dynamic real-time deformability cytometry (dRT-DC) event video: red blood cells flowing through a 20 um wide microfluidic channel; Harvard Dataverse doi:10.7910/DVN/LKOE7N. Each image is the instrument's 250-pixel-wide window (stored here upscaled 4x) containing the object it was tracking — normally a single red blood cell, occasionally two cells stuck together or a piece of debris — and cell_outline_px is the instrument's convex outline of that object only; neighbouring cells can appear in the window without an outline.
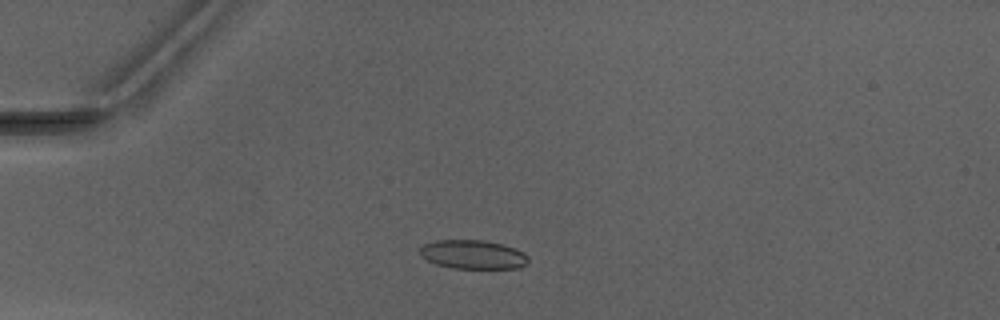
{"species": "Egyptian fruit bat (a non-hibernating species)", "species_latin": "Rousettus aegyptiacus", "temperature_condition": "warm", "stored_images_in_passage": 4, "camera_frame_rate_fps": 3000, "um_per_image_px": 0.085, "animal": {"sex": "male"}, "frame": {"image": 1, "passage_image": 3, "time_ms": 2.667, "image_size_px": [1000, 320], "cell_outline_px": [[528, 260], [524, 264], [516, 268], [452, 268], [436, 264], [420, 256], [420, 248], [424, 244], [436, 240], [484, 240], [504, 244], [524, 252], [528, 256]], "centroid_in_image_um": [40.19, 21.62], "position_along_channel_um": 44.8, "area_um2": 18.21}}